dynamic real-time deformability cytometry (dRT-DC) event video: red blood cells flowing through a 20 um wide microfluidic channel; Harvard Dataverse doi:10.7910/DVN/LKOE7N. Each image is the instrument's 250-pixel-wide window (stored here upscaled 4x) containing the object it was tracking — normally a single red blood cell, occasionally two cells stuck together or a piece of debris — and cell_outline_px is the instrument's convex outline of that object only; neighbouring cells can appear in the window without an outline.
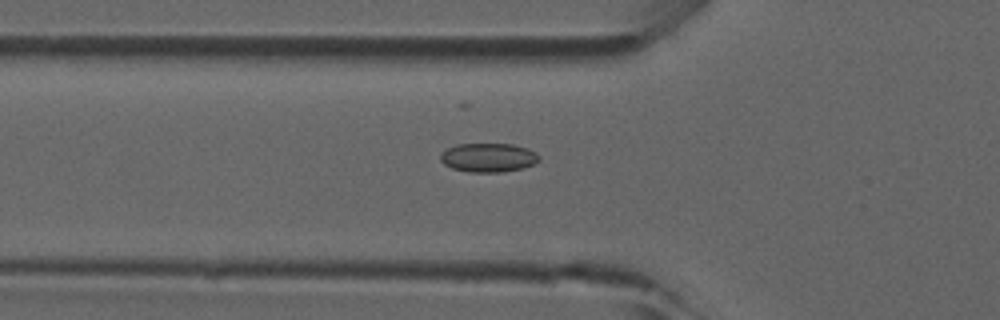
{"species": "common noctule bat (a hibernating species)", "species_latin": "Nyctalus noctula", "temperature_condition": "room temperature", "stored_images_in_passage": 37, "camera_frame_rate_fps": 3000, "um_per_image_px": 0.085, "animal": {"sex": "male", "forearm_length_mm": 52.5}, "frame": {"image": 1, "passage_image": 6, "time_ms": 1.667, "image_size_px": [1000, 320], "cell_outline_px": [[540, 160], [524, 168], [504, 172], [468, 172], [452, 168], [444, 164], [440, 160], [440, 152], [456, 144], [512, 144], [528, 148], [536, 152], [540, 156]], "centroid_in_image_um": [41.51, 13.39], "position_along_channel_um": 84.3, "area_um2": 16.82}}